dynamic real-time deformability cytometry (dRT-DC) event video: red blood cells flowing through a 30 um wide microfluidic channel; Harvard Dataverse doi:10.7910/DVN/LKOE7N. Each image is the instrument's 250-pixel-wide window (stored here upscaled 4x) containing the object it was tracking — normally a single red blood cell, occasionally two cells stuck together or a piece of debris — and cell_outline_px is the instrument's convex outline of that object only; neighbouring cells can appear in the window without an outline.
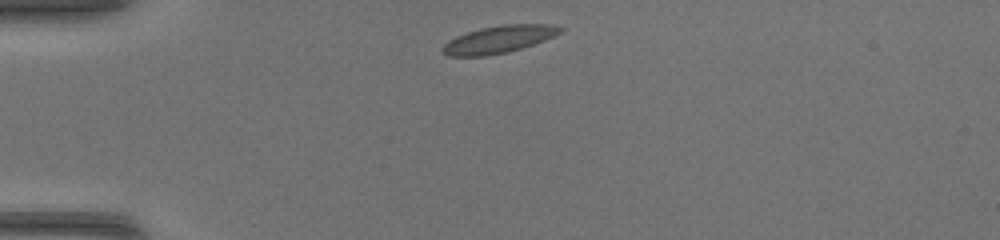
{"species": "common noctule bat (a hibernating species)", "species_latin": "Nyctalus noctula", "temperature_condition": "warm", "stored_images_in_passage": 35, "camera_frame_rate_fps": 3000, "um_per_image_px": 0.085, "animal": {"sex": "female", "body_mass_g": 17.0, "forearm_length_mm": 48.0}, "frame": {"image": 1, "passage_image": 1, "time_ms": 0.0, "image_size_px": [1000, 240], "cell_outline_px": [[564, 28], [560, 32], [544, 40], [508, 52], [484, 56], [448, 56], [440, 48], [448, 40], [456, 36], [480, 28], [500, 24], [552, 24]], "centroid_in_image_um": [42.36, 3.34], "position_along_channel_um": 42.6, "area_um2": 18.61}}
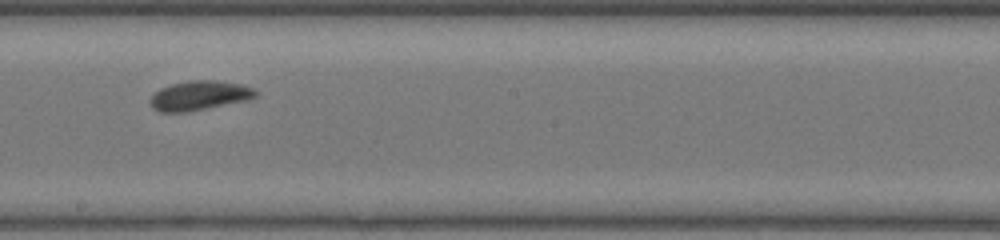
{"frame": {"image": 2, "passage_image": 16, "time_ms": 5.0, "image_size_px": [1000, 240], "cell_outline_px": [[260, 92], [256, 96], [248, 100], [188, 112], [160, 112], [152, 108], [148, 100], [160, 88], [172, 84], [188, 80], [216, 80], [244, 84], [256, 88]], "centroid_in_image_um": [16.99, 8.11], "position_along_channel_um": 231.2, "area_um2": 18.44}}
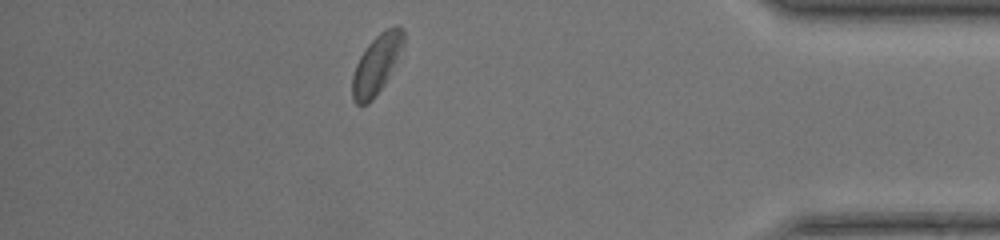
{"frame": {"image": 3, "passage_image": 30, "time_ms": 9.667, "image_size_px": [1000, 240], "cell_outline_px": [[404, 40], [388, 76], [384, 84], [376, 96], [368, 104], [356, 104], [352, 100], [352, 76], [356, 64], [360, 56], [368, 44], [380, 32], [396, 24], [404, 28]], "centroid_in_image_um": [31.97, 5.47], "position_along_channel_um": 403.2, "area_um2": 17.28}}